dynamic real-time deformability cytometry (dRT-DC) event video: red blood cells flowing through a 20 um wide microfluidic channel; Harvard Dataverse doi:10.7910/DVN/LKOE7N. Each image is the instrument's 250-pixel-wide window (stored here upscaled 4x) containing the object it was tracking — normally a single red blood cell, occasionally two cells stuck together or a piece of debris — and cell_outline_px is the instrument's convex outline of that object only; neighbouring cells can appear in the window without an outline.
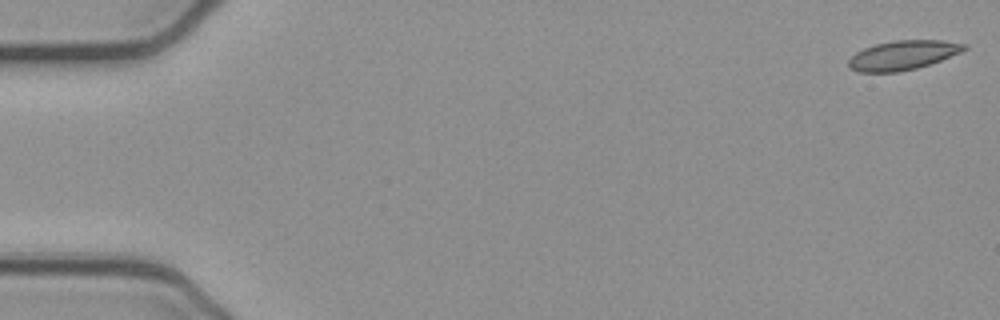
{"species": "common noctule bat (a hibernating species)", "species_latin": "Nyctalus noctula", "temperature_condition": "cold", "stored_images_in_passage": 53, "camera_frame_rate_fps": 3000, "um_per_image_px": 0.085, "animal": {"sex": "female", "body_mass_g": 21.9}, "frame": {"image": 1, "passage_image": 1, "time_ms": 0.0, "image_size_px": [1000, 320], "cell_outline_px": [[968, 48], [960, 52], [940, 60], [916, 68], [900, 72], [856, 72], [848, 68], [848, 60], [856, 52], [864, 48], [876, 44], [896, 40], [940, 40], [968, 44]], "centroid_in_image_um": [76.71, 4.69], "position_along_channel_um": 8.3, "area_um2": 19.71}}
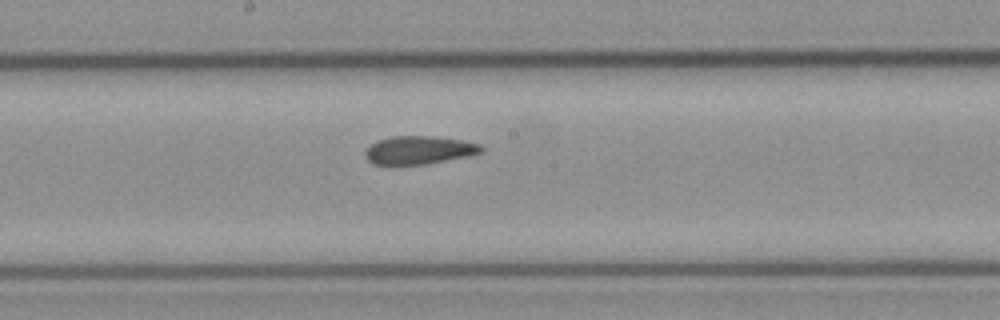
{"frame": {"image": 2, "passage_image": 28, "time_ms": 9.0, "image_size_px": [1000, 320], "cell_outline_px": [[484, 152], [468, 156], [424, 164], [372, 164], [364, 156], [364, 152], [376, 140], [392, 136], [432, 136], [460, 140], [480, 144], [484, 148]], "centroid_in_image_um": [35.61, 12.75], "position_along_channel_um": 212.6, "area_um2": 18.96}}
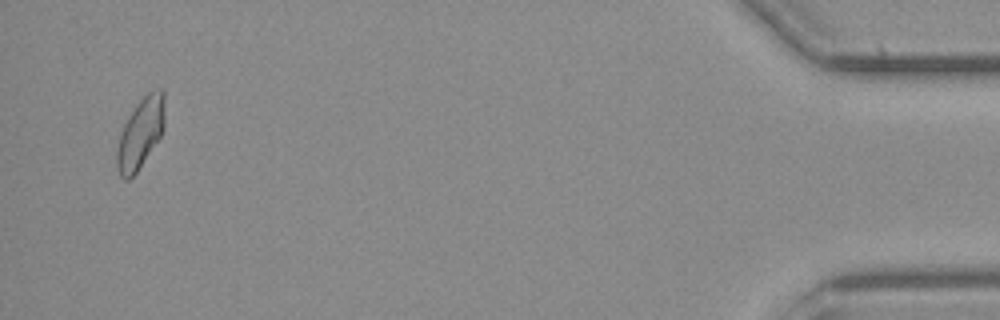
{"frame": {"image": 3, "passage_image": 51, "time_ms": 16.667, "image_size_px": [1000, 320], "cell_outline_px": [[164, 128], [160, 136], [136, 172], [128, 180], [124, 180], [120, 176], [116, 168], [116, 152], [120, 132], [128, 116], [136, 104], [148, 92], [160, 88], [164, 88]], "centroid_in_image_um": [11.92, 11.31], "position_along_channel_um": 423.3, "area_um2": 19.54}, "authors_computed_cell_mechanics": {"area_um2": 19.7098, "velocity_mm_per_s": 3.8837, "shape_relaxation_time_tau1_ms": null, "shape_relaxation_time_tau2_ms": 2.6915, "deformation_change_tau1": null, "deformation_change_tau2": 0.0731}}